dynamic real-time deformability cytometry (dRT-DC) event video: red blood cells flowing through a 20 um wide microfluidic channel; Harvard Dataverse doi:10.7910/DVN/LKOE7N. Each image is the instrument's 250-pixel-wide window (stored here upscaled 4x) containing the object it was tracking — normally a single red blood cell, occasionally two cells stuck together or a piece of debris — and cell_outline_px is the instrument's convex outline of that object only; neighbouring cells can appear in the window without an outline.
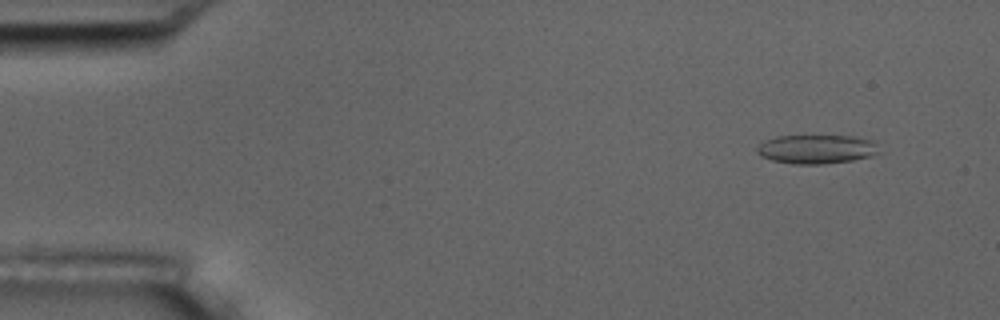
{"species": "common noctule bat (a hibernating species)", "species_latin": "Nyctalus noctula", "temperature_condition": "room temperature", "stored_images_in_passage": 55, "camera_frame_rate_fps": 3000, "um_per_image_px": 0.085, "animal": {"sex": "male", "body_mass_g": 17.5, "forearm_length_mm": 52.3}, "frame": {"image": 1, "passage_image": 5, "time_ms": 1.333, "image_size_px": [1000, 320], "cell_outline_px": [[876, 152], [868, 156], [852, 160], [824, 164], [796, 164], [772, 160], [760, 156], [756, 152], [756, 148], [764, 140], [776, 136], [852, 136], [872, 140], [876, 144]], "centroid_in_image_um": [69.32, 12.67], "position_along_channel_um": 15.7, "area_um2": 20.35}}
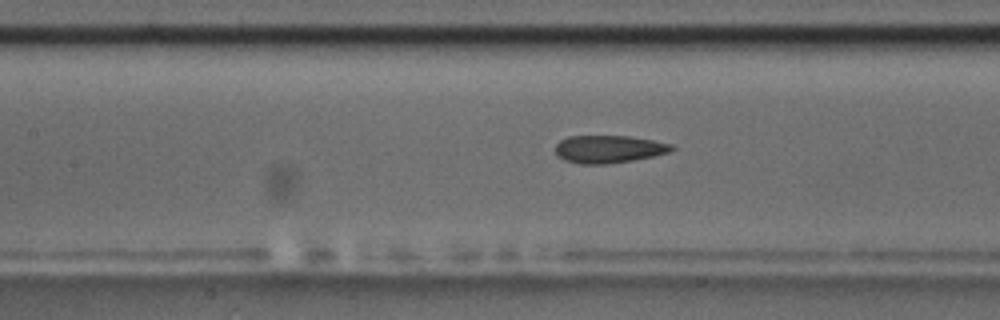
{"frame": {"image": 2, "passage_image": 25, "time_ms": 8.0, "image_size_px": [1000, 320], "cell_outline_px": [[676, 148], [668, 152], [652, 156], [632, 160], [608, 164], [580, 164], [564, 160], [556, 156], [556, 144], [560, 140], [568, 136], [628, 136], [652, 140], [672, 144]], "centroid_in_image_um": [51.71, 12.67], "position_along_channel_um": 155.7, "area_um2": 18.73}}
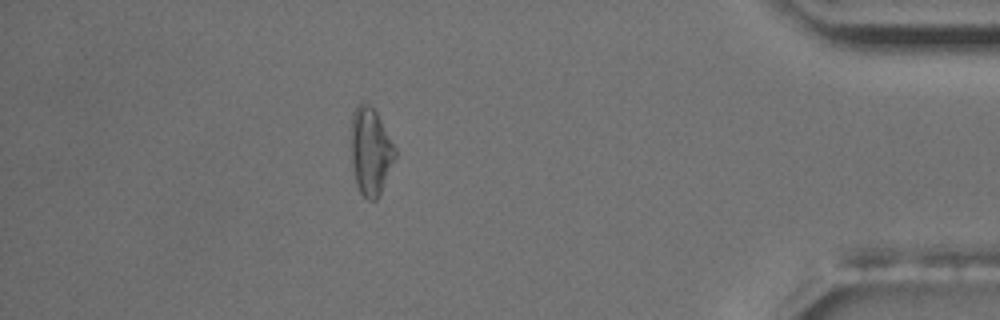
{"frame": {"image": 3, "passage_image": 49, "time_ms": 16.0, "image_size_px": [1000, 320], "cell_outline_px": [[396, 156], [380, 196], [376, 200], [368, 200], [360, 192], [356, 184], [352, 168], [348, 144], [348, 136], [352, 112], [364, 100], [376, 112], [396, 148]], "centroid_in_image_um": [31.44, 12.86], "position_along_channel_um": 403.8, "area_um2": 23.24}, "authors_computed_cell_mechanics": {"area_um2": 19.8254, "velocity_mm_per_s": 3.653, "shape_relaxation_time_tau1_ms": null, "shape_relaxation_time_tau2_ms": 2.2258, "deformation_change_tau1": null, "deformation_change_tau2": 0.0914}}